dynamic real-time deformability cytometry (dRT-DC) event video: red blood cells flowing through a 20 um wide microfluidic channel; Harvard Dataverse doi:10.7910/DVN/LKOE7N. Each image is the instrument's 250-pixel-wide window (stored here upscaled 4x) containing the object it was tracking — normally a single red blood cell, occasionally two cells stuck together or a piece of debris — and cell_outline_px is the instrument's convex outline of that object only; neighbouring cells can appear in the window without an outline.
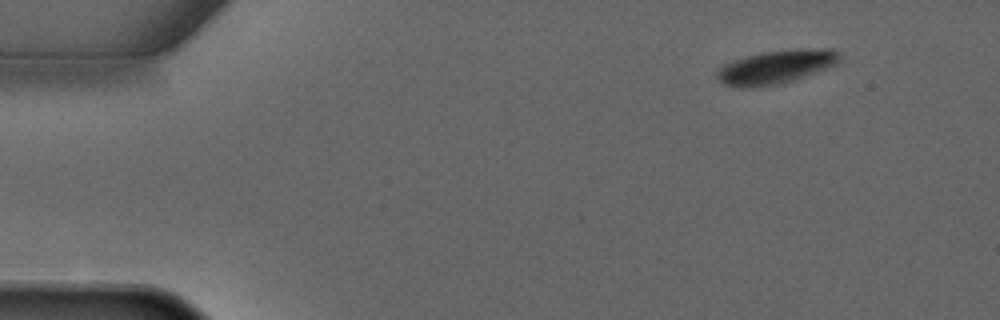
{"species": "common noctule bat (a hibernating species)", "species_latin": "Nyctalus noctula", "temperature_condition": "warm", "stored_images_in_passage": 5, "camera_frame_rate_fps": 3000, "um_per_image_px": 0.085, "animal": {"sex": "male", "forearm_length_mm": 52.5}, "frame": {"image": 1, "passage_image": 2, "time_ms": 1.0, "image_size_px": [1000, 320], "cell_outline_px": [[840, 60], [836, 64], [792, 80], [752, 88], [724, 84], [716, 76], [716, 72], [724, 64], [748, 56], [764, 52], [796, 48], [832, 48], [840, 52]], "centroid_in_image_um": [66.01, 5.65], "position_along_channel_um": 19.0, "area_um2": 23.47}}
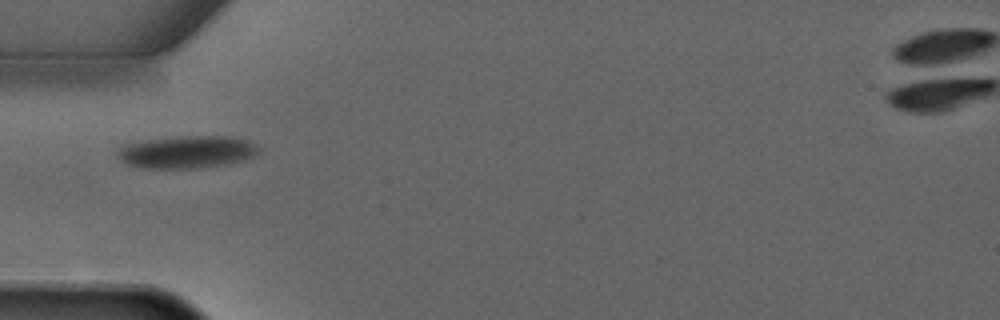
{"frame": {"image": 2, "passage_image": 4, "time_ms": 4.333, "image_size_px": [1000, 320], "cell_outline_px": [[260, 148], [252, 156], [244, 160], [224, 164], [200, 168], [140, 168], [128, 164], [120, 160], [116, 156], [116, 148], [120, 144], [144, 140], [180, 136], [232, 136], [248, 140]], "centroid_in_image_um": [15.79, 12.91], "position_along_channel_um": 69.2, "area_um2": 26.99}}